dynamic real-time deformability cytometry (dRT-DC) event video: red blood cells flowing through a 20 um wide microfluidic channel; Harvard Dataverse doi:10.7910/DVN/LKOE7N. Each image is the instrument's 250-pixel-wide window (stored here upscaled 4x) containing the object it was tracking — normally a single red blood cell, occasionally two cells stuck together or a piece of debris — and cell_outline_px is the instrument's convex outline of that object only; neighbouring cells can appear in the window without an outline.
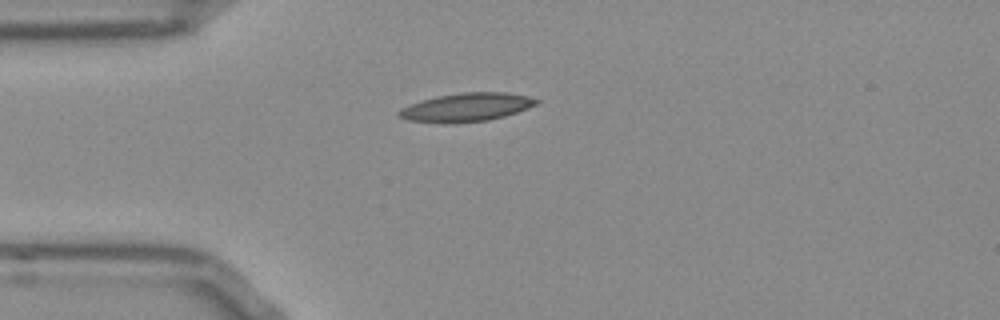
{"species": "Egyptian fruit bat (a non-hibernating species)", "species_latin": "Rousettus aegyptiacus", "temperature_condition": "room temperature", "stored_images_in_passage": 41, "camera_frame_rate_fps": 3000, "um_per_image_px": 0.085, "frame": {"image": 1, "passage_image": 1, "time_ms": 0.0, "image_size_px": [1000, 320], "cell_outline_px": [[540, 100], [536, 104], [528, 108], [504, 116], [488, 120], [452, 124], [444, 124], [408, 120], [400, 116], [396, 112], [400, 108], [436, 96], [464, 92], [504, 92], [528, 96]], "centroid_in_image_um": [39.64, 9.13], "position_along_channel_um": 45.4, "area_um2": 22.77}}
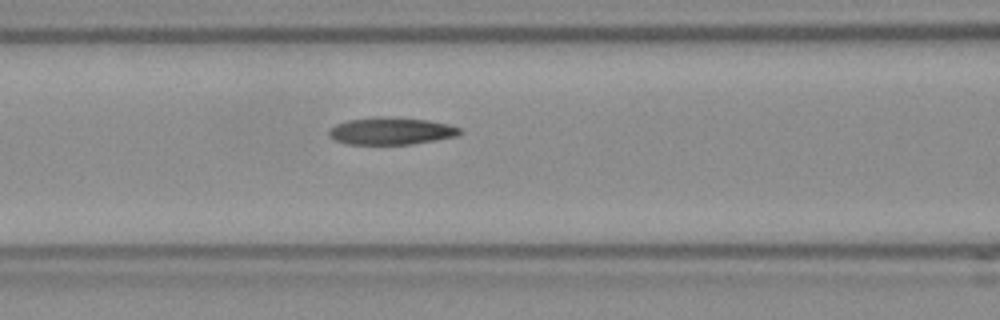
{"frame": {"image": 2, "passage_image": 9, "time_ms": 2.667, "image_size_px": [1000, 320], "cell_outline_px": [[464, 132], [456, 136], [436, 140], [412, 144], [348, 144], [336, 140], [328, 136], [328, 128], [336, 124], [348, 120], [372, 116], [388, 116], [428, 120], [448, 124], [460, 128]], "centroid_in_image_um": [33.23, 11.12], "position_along_channel_um": 133.4, "area_um2": 21.04}}
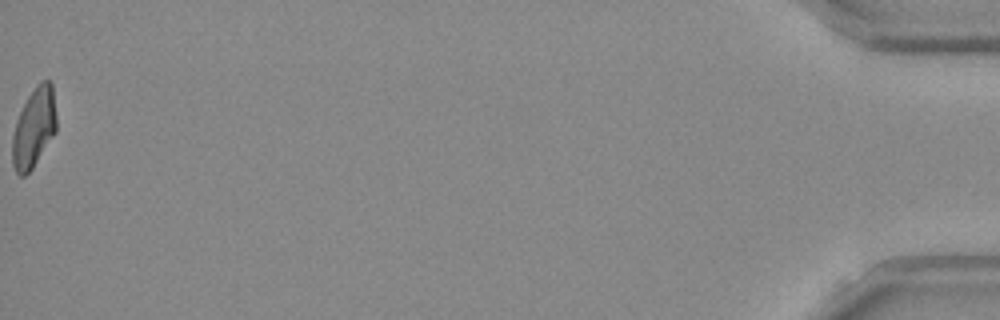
{"frame": {"image": 3, "passage_image": 41, "time_ms": 13.333, "image_size_px": [1000, 320], "cell_outline_px": [[56, 132], [32, 168], [24, 176], [20, 176], [16, 172], [12, 164], [12, 136], [16, 120], [28, 96], [36, 84], [40, 80], [48, 80], [52, 84], [56, 116]], "centroid_in_image_um": [2.88, 10.85], "position_along_channel_um": 432.3, "area_um2": 20.4}, "authors_computed_cell_mechanics": {"area_um2": 20.808, "velocity_mm_per_s": 3.8045, "shape_relaxation_time_tau1_ms": null, "shape_relaxation_time_tau2_ms": 3.7934, "deformation_change_tau1": null, "deformation_change_tau2": 0.1137}}